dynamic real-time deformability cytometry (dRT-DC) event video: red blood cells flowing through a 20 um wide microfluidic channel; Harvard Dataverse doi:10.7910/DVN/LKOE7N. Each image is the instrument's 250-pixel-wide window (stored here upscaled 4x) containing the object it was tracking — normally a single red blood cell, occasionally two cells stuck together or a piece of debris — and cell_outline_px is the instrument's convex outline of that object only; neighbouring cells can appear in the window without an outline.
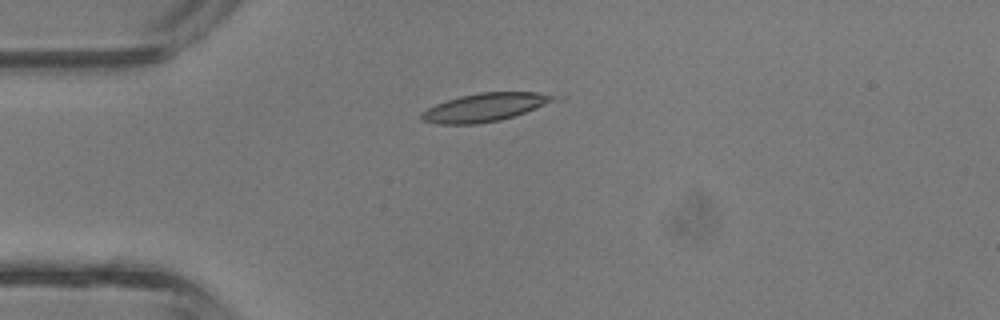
{"species": "common noctule bat (a hibernating species)", "species_latin": "Nyctalus noctula", "temperature_condition": "room temperature", "stored_images_in_passage": 4, "camera_frame_rate_fps": 3000, "um_per_image_px": 0.085, "animal": {"sex": "male", "body_mass_g": 13.3}, "frame": {"image": 1, "passage_image": 3, "time_ms": 0.667, "image_size_px": [1000, 320], "cell_outline_px": [[552, 100], [536, 108], [500, 120], [476, 124], [436, 124], [420, 120], [420, 112], [436, 104], [460, 96], [480, 92], [536, 92], [552, 96]], "centroid_in_image_um": [41.07, 9.14], "position_along_channel_um": 43.9, "area_um2": 21.27}}